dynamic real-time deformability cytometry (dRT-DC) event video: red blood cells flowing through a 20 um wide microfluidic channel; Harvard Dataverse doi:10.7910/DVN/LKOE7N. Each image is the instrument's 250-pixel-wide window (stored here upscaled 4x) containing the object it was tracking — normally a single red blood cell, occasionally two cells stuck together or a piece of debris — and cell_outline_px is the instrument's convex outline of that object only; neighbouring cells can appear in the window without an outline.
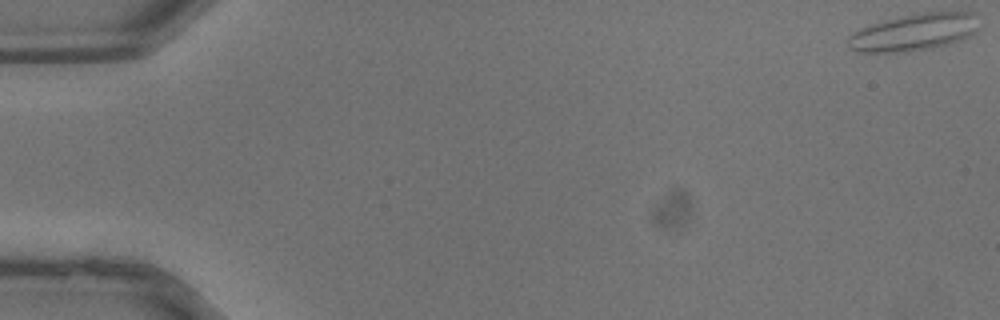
{"species": "common noctule bat (a hibernating species)", "species_latin": "Nyctalus noctula", "temperature_condition": "warm", "stored_images_in_passage": 9, "camera_frame_rate_fps": 3000, "um_per_image_px": 0.085, "animal": {"sex": "male", "body_mass_g": 13.3}, "frame": {"image": 1, "passage_image": 1, "time_ms": 0.0, "image_size_px": [1000, 320], "cell_outline_px": [[980, 28], [976, 32], [960, 40], [948, 44], [932, 48], [904, 52], [856, 52], [852, 48], [848, 40], [848, 36], [864, 28], [888, 20], [920, 12], [968, 12]], "centroid_in_image_um": [77.71, 2.76], "position_along_channel_um": 7.3, "area_um2": 27.4}}